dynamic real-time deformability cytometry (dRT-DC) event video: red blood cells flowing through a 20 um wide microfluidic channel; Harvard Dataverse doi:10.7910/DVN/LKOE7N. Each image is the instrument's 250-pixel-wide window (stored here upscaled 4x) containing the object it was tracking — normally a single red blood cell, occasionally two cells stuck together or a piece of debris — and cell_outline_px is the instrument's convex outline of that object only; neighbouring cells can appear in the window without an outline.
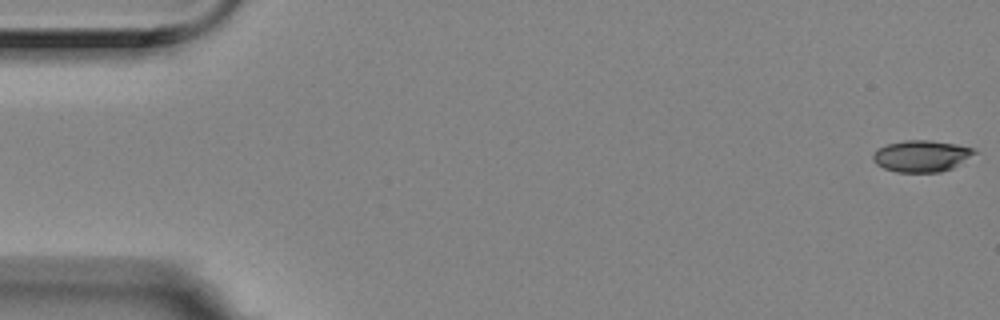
{"species": "Egyptian fruit bat (a non-hibernating species)", "species_latin": "Rousettus aegyptiacus", "temperature_condition": "room temperature", "stored_images_in_passage": 8, "camera_frame_rate_fps": 3000, "um_per_image_px": 0.085, "animal": {"sex": "female"}, "frame": {"image": 1, "passage_image": 1, "time_ms": 0.0, "image_size_px": [1000, 320], "cell_outline_px": [[980, 152], [952, 168], [940, 172], [896, 172], [884, 168], [876, 164], [872, 160], [872, 156], [876, 148], [888, 144], [904, 140], [932, 140], [956, 144], [972, 148]], "centroid_in_image_um": [78.32, 13.26], "position_along_channel_um": 6.7, "area_um2": 18.84}}
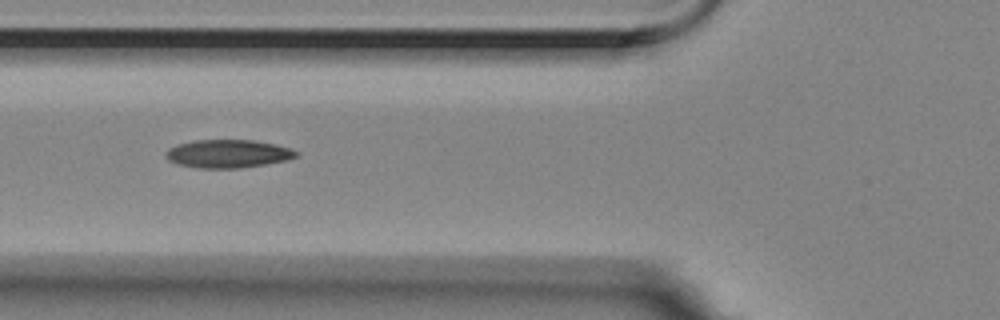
{"frame": {"image": 2, "passage_image": 7, "time_ms": 2.0, "image_size_px": [1000, 320], "cell_outline_px": [[300, 152], [296, 156], [288, 160], [240, 168], [196, 168], [180, 164], [168, 160], [164, 156], [164, 152], [168, 148], [176, 144], [192, 140], [252, 140], [276, 144], [292, 148]], "centroid_in_image_um": [19.36, 13.06], "position_along_channel_um": 106.4, "area_um2": 21.62}}
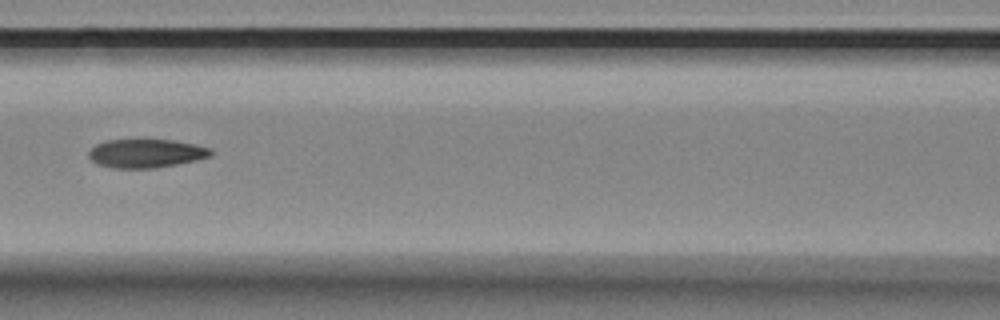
{"frame": {"image": 3, "passage_image": 8, "time_ms": 2.333, "image_size_px": [1000, 320], "cell_outline_px": [[212, 156], [196, 160], [176, 164], [152, 168], [116, 168], [100, 164], [92, 160], [88, 156], [88, 152], [96, 144], [108, 140], [172, 140], [196, 144], [212, 148]], "centroid_in_image_um": [12.45, 13.03], "position_along_channel_um": 154.1, "area_um2": 20.17}}